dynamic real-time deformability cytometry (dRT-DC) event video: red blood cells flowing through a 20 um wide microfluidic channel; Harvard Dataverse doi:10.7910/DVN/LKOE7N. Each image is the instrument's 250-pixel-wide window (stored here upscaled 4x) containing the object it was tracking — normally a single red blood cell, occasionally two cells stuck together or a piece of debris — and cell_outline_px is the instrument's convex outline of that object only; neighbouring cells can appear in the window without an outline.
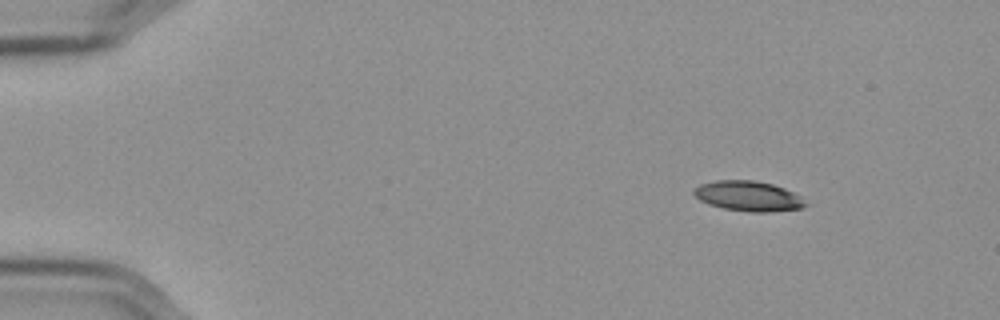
{"species": "Egyptian fruit bat (a non-hibernating species)", "species_latin": "Rousettus aegyptiacus", "temperature_condition": "cold", "stored_images_in_passage": 51, "camera_frame_rate_fps": 3000, "um_per_image_px": 0.085, "frame": {"image": 1, "passage_image": 1, "time_ms": 0.0, "image_size_px": [1000, 320], "cell_outline_px": [[812, 204], [804, 208], [768, 212], [752, 212], [724, 208], [708, 204], [700, 200], [692, 192], [700, 184], [716, 180], [752, 180], [772, 184], [784, 188], [800, 196]], "centroid_in_image_um": [63.66, 16.67], "position_along_channel_um": 21.3, "area_um2": 19.65}}
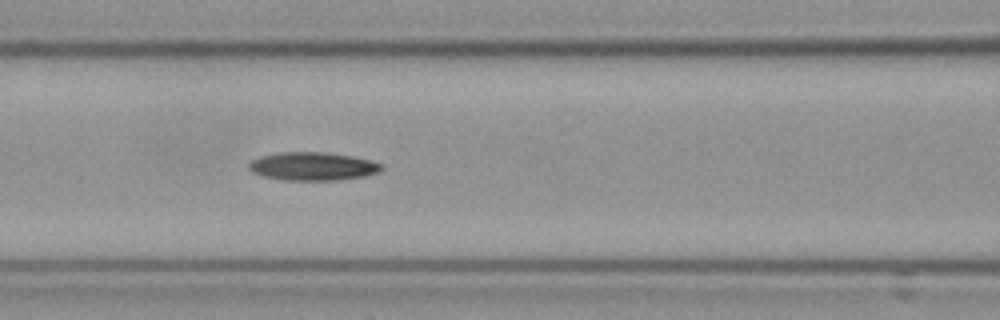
{"frame": {"image": 2, "passage_image": 19, "time_ms": 6.0, "image_size_px": [1000, 320], "cell_outline_px": [[384, 168], [376, 172], [364, 176], [336, 180], [284, 180], [264, 176], [252, 172], [248, 168], [248, 164], [252, 160], [260, 156], [276, 152], [324, 152], [352, 156], [368, 160], [380, 164]], "centroid_in_image_um": [26.52, 14.13], "position_along_channel_um": 140.1, "area_um2": 21.68}}
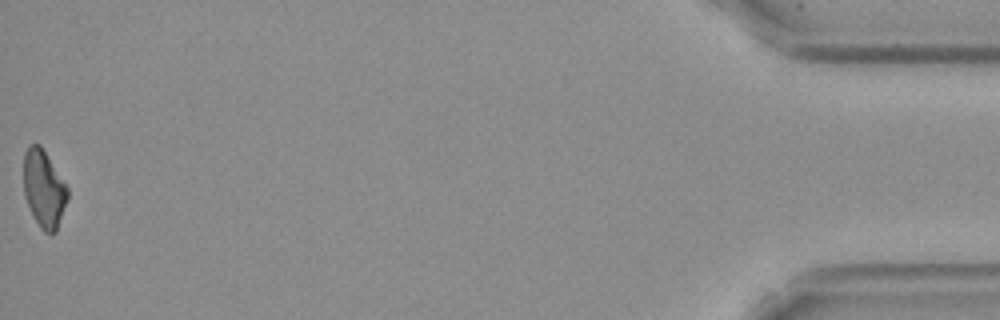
{"frame": {"image": 3, "passage_image": 51, "time_ms": 16.667, "image_size_px": [1000, 320], "cell_outline_px": [[68, 200], [56, 232], [52, 236], [44, 232], [40, 228], [24, 196], [24, 152], [28, 144], [40, 144], [68, 188]], "centroid_in_image_um": [3.74, 16.07], "position_along_channel_um": 431.5, "area_um2": 19.83}}